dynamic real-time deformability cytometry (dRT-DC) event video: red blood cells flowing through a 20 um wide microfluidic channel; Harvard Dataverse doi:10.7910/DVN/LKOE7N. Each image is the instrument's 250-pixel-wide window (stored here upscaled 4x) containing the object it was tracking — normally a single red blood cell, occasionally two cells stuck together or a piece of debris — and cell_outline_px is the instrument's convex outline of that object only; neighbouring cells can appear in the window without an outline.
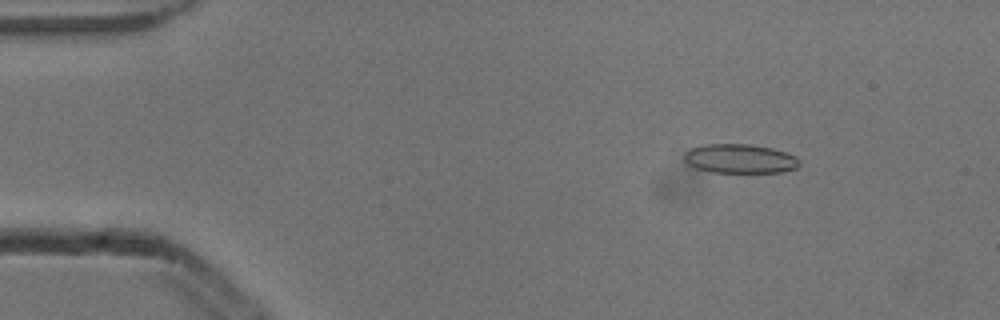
{"species": "common noctule bat (a hibernating species)", "species_latin": "Nyctalus noctula", "temperature_condition": "cold", "stored_images_in_passage": 5, "camera_frame_rate_fps": 3000, "um_per_image_px": 0.085, "animal": {"sex": "male", "body_mass_g": 13.3}, "frame": {"image": 1, "passage_image": 2, "time_ms": 0.333, "image_size_px": [1000, 320], "cell_outline_px": [[800, 164], [796, 168], [784, 172], [712, 172], [696, 168], [688, 164], [684, 160], [684, 152], [688, 148], [704, 144], [748, 144], [772, 148], [796, 156]], "centroid_in_image_um": [62.86, 13.48], "position_along_channel_um": 22.1, "area_um2": 19.65}}
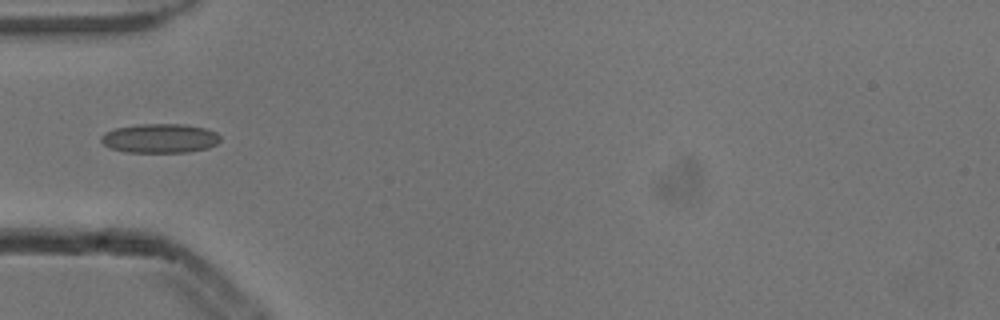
{"frame": {"image": 2, "passage_image": 5, "time_ms": 1.333, "image_size_px": [1000, 320], "cell_outline_px": [[220, 140], [216, 144], [208, 148], [188, 152], [128, 152], [112, 148], [104, 144], [100, 140], [100, 136], [104, 132], [116, 128], [140, 124], [184, 124], [204, 128], [216, 132], [220, 136]], "centroid_in_image_um": [13.6, 11.75], "position_along_channel_um": 71.4, "area_um2": 20.23}}